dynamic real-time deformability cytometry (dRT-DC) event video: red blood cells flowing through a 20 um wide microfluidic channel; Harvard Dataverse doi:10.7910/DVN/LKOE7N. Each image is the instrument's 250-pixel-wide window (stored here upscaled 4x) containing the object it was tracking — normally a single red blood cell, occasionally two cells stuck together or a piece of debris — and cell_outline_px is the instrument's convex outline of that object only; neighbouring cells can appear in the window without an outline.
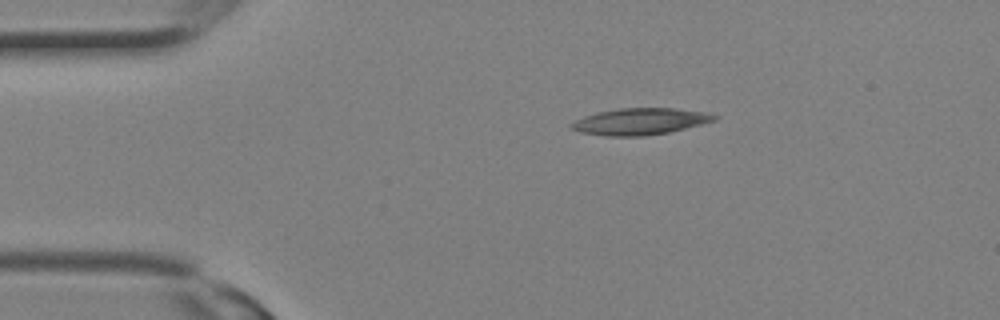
{"species": "Egyptian fruit bat (a non-hibernating species)", "species_latin": "Rousettus aegyptiacus", "temperature_condition": "room temperature", "stored_images_in_passage": 6, "camera_frame_rate_fps": 3000, "um_per_image_px": 0.085, "animal": {"sex": "female"}, "frame": {"image": 1, "passage_image": 1, "time_ms": 0.0, "image_size_px": [1000, 320], "cell_outline_px": [[720, 116], [716, 120], [668, 132], [644, 136], [604, 136], [580, 132], [572, 128], [568, 124], [584, 116], [596, 112], [620, 108], [676, 108], [704, 112]], "centroid_in_image_um": [54.38, 10.32], "position_along_channel_um": 30.6, "area_um2": 22.08}}
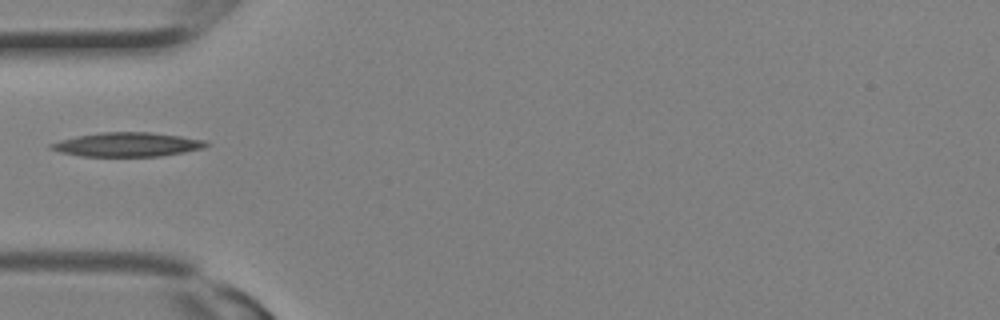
{"frame": {"image": 2, "passage_image": 5, "time_ms": 1.333, "image_size_px": [1000, 320], "cell_outline_px": [[208, 144], [204, 148], [184, 152], [160, 156], [80, 156], [60, 152], [48, 148], [48, 144], [60, 140], [76, 136], [100, 132], [152, 132], [208, 140]], "centroid_in_image_um": [10.81, 12.28], "position_along_channel_um": 74.2, "area_um2": 21.91}}